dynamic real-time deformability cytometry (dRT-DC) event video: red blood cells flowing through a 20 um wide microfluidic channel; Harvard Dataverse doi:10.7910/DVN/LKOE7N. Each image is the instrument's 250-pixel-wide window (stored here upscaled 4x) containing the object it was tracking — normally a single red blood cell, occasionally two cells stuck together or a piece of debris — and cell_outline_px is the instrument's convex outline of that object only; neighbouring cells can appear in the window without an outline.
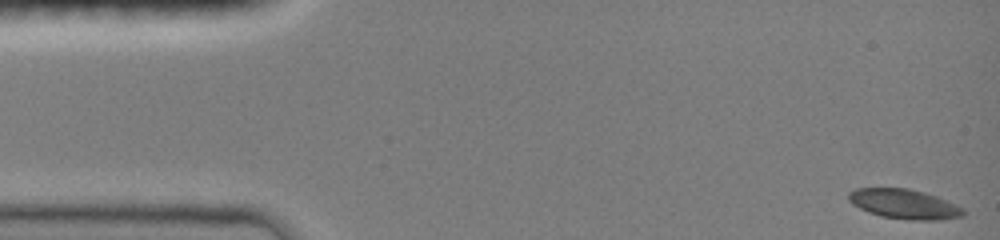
{"species": "common noctule bat (a hibernating species)", "species_latin": "Nyctalus noctula", "temperature_condition": "room temperature", "stored_images_in_passage": 46, "camera_frame_rate_fps": 3000, "um_per_image_px": 0.085, "animal": {"sex": "female", "body_mass_g": 19.0, "forearm_length_mm": 51.5}, "frame": {"image": 1, "passage_image": 1, "time_ms": 0.0, "image_size_px": [1000, 240], "cell_outline_px": [[964, 216], [940, 220], [908, 220], [880, 216], [868, 212], [852, 204], [848, 200], [848, 192], [856, 188], [908, 188], [924, 192], [936, 196], [956, 204], [964, 208]], "centroid_in_image_um": [76.86, 17.34], "position_along_channel_um": 8.1, "area_um2": 20.0}}
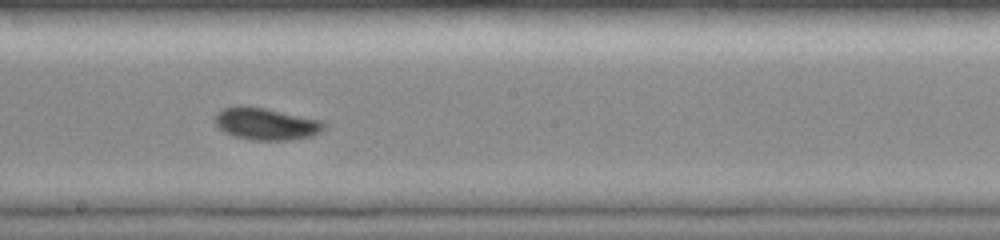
{"frame": {"image": 2, "passage_image": 26, "time_ms": 8.333, "image_size_px": [1000, 240], "cell_outline_px": [[324, 128], [320, 132], [312, 136], [288, 140], [252, 140], [236, 136], [224, 132], [212, 120], [216, 112], [224, 108], [240, 104], [264, 108], [324, 120]], "centroid_in_image_um": [22.59, 10.51], "position_along_channel_um": 225.6, "area_um2": 20.58}}
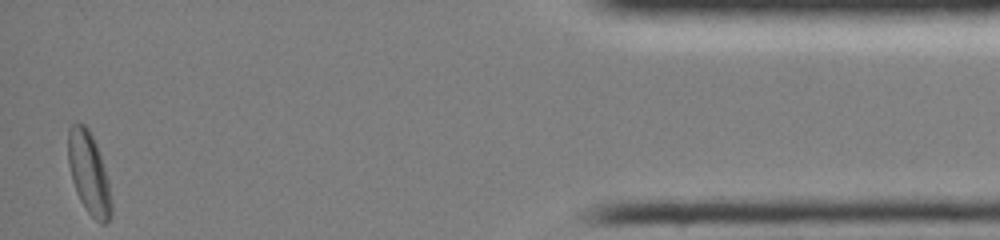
{"frame": {"image": 3, "passage_image": 46, "time_ms": 15.0, "image_size_px": [1000, 240], "cell_outline_px": [[112, 216], [104, 224], [100, 224], [88, 212], [80, 200], [76, 192], [72, 180], [68, 164], [68, 128], [76, 120], [84, 124], [88, 128], [96, 144], [108, 180], [112, 204]], "centroid_in_image_um": [7.54, 14.7], "position_along_channel_um": 427.7, "area_um2": 20.69}, "authors_computed_cell_mechanics": {"area_um2": 19.7098, "velocity_mm_per_s": 4.0207, "shape_relaxation_time_tau1_ms": 3.3592, "shape_relaxation_time_tau2_ms": null, "deformation_change_tau1": 0.1136, "deformation_change_tau2": null}}